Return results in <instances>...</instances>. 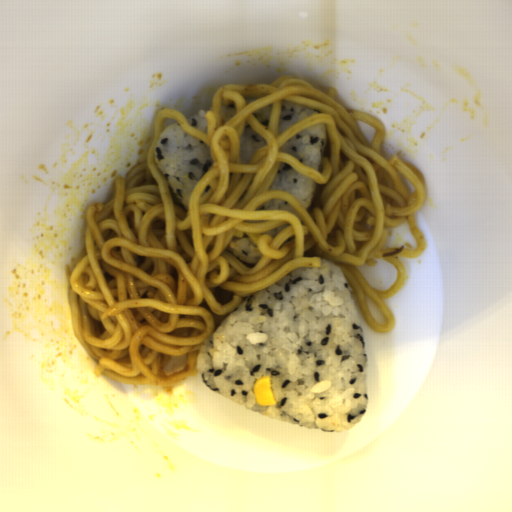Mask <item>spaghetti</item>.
<instances>
[{
    "label": "spaghetti",
    "mask_w": 512,
    "mask_h": 512,
    "mask_svg": "<svg viewBox=\"0 0 512 512\" xmlns=\"http://www.w3.org/2000/svg\"><path fill=\"white\" fill-rule=\"evenodd\" d=\"M327 92L292 74L270 84L220 85L204 117L207 132L172 108L157 113L155 136L146 161L125 177L116 175L112 196L85 210L84 248L71 267L64 264L67 302L75 338L97 361L92 373L131 386H156L166 394L198 375L199 350L216 330L206 307L230 315L247 296L267 288L297 268H322L325 259L342 269L366 325L377 334L395 327L383 299L405 285L407 270L397 257L417 258L428 242L414 213L425 202L426 178L395 154L381 155L385 124L336 101ZM282 99L313 108V114L278 136ZM224 105L236 115L223 121ZM269 128L252 114L272 104ZM166 118L208 144L214 164L189 200V212L175 205L154 163L153 150ZM246 121L268 142L242 164L240 138ZM326 123L328 142L322 175L280 152L294 134ZM286 162L318 184L309 214L284 191H269L279 163ZM288 210H255L272 199ZM407 219L418 246L387 248L386 227ZM246 233L262 258L253 267L224 250L233 235ZM375 258L396 266L388 291L372 288L354 266H375ZM190 351V352H189Z\"/></svg>",
    "instance_id": "obj_1"
}]
</instances>
